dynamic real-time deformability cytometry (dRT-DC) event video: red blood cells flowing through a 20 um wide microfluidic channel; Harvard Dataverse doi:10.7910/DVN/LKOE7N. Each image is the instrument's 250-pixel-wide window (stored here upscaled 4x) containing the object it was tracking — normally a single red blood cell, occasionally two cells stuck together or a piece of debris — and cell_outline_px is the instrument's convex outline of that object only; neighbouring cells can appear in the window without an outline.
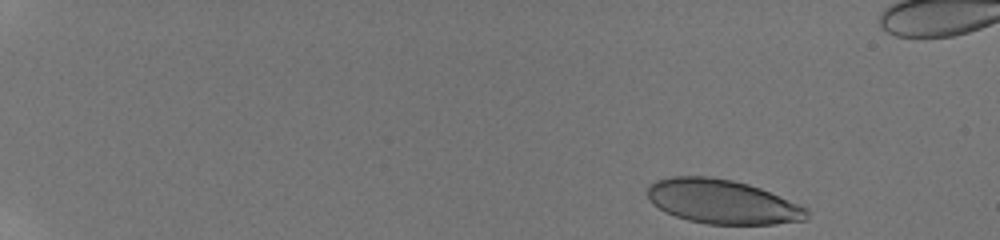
{"species": "human", "species_latin": "Homo sapiens", "temperature_condition": "room temperature", "stored_images_in_passage": 46, "camera_frame_rate_fps": 3000, "um_per_image_px": 0.085, "donor": {"sex": "male"}, "frame": {"image": 1, "passage_image": 1, "time_ms": 0.0, "image_size_px": [1000, 240], "cell_outline_px": [[808, 220], [772, 224], [708, 224], [688, 220], [664, 212], [652, 204], [648, 200], [648, 184], [656, 180], [672, 176], [712, 176], [732, 180], [748, 184], [760, 188], [808, 208]], "centroid_in_image_um": [61.37, 17.14], "position_along_channel_um": 23.6, "area_um2": 41.21}}
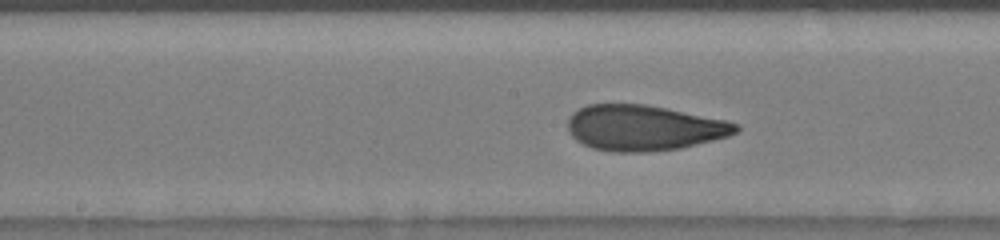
{"frame": {"image": 2, "passage_image": 26, "time_ms": 8.333, "image_size_px": [1000, 240], "cell_outline_px": [[740, 128], [736, 132], [728, 136], [680, 148], [648, 152], [612, 152], [592, 148], [576, 140], [572, 136], [568, 128], [568, 120], [572, 112], [588, 104], [644, 104], [668, 108], [728, 120], [740, 124]], "centroid_in_image_um": [54.74, 10.86], "position_along_channel_um": 193.5, "area_um2": 44.8}}
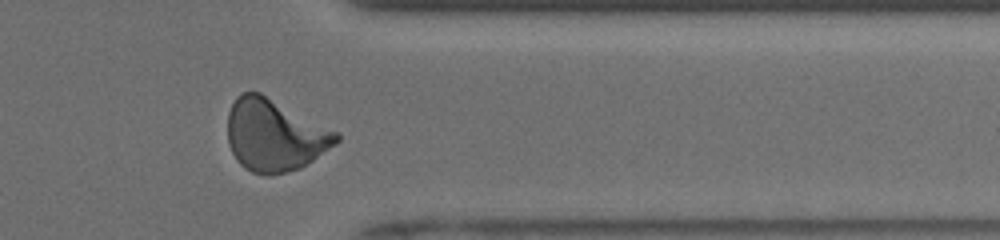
{"frame": {"image": 3, "passage_image": 41, "time_ms": 13.333, "image_size_px": [1000, 240], "cell_outline_px": [[340, 140], [336, 144], [300, 168], [268, 176], [252, 172], [244, 168], [236, 160], [228, 144], [228, 112], [236, 96], [240, 92], [260, 92], [340, 132]], "centroid_in_image_um": [23.34, 11.48], "position_along_channel_um": 388.1, "area_um2": 45.89}, "authors_computed_cell_mechanics": {"area_um2": 43.7835, "velocity_mm_per_s": 3.9383, "shape_relaxation_time_tau1_ms": 6.0948, "shape_relaxation_time_tau2_ms": 0.8003, "deformation_change_tau1": 0.2142, "deformation_change_tau2": 0.0685}}